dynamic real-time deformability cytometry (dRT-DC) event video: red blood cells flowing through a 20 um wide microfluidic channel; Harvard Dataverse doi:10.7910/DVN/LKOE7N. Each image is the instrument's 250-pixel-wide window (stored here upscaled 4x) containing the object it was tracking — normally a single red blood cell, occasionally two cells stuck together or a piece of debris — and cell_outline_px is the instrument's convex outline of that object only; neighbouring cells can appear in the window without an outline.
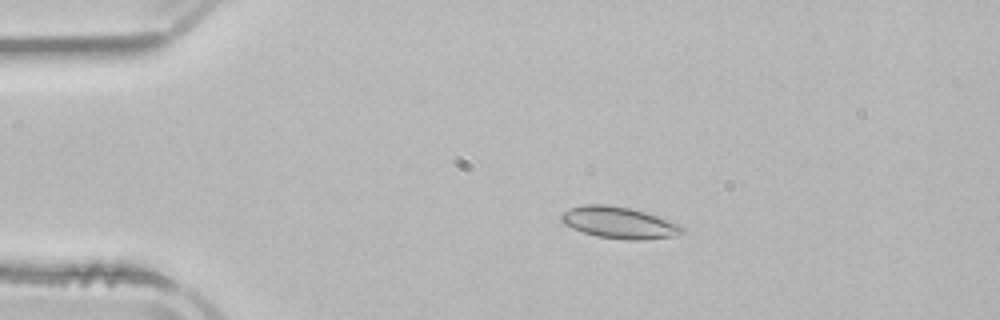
{"species": "common noctule bat (a hibernating species)", "species_latin": "Nyctalus noctula", "temperature_condition": "room temperature", "stored_images_in_passage": 3, "camera_frame_rate_fps": 3000, "um_per_image_px": 0.085, "animal": {"sex": "male", "body_mass_g": 21.5, "forearm_length_mm": 52.0}, "frame": {"image": 1, "passage_image": 2, "time_ms": 1.333, "image_size_px": [1000, 320], "cell_outline_px": [[684, 232], [672, 236], [644, 240], [628, 240], [596, 236], [572, 228], [564, 224], [560, 220], [560, 216], [564, 212], [572, 208], [584, 204], [604, 204], [628, 208], [644, 212], [680, 224], [684, 228]], "centroid_in_image_um": [52.61, 18.93], "position_along_channel_um": 32.4, "area_um2": 22.02}}